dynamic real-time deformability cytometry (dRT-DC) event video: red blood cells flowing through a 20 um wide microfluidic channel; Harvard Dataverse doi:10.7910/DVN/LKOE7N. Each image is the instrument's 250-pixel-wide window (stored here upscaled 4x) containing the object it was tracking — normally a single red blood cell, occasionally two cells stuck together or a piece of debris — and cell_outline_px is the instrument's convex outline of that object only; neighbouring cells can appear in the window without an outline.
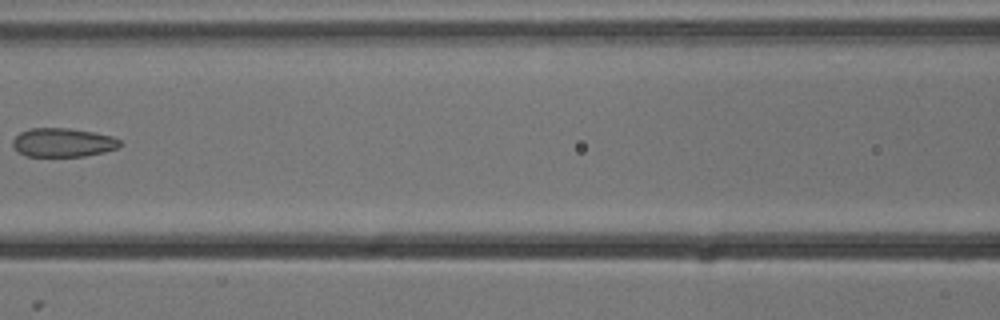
{"species": "common noctule bat (a hibernating species)", "species_latin": "Nyctalus noctula", "temperature_condition": "cold", "stored_images_in_passage": 7, "camera_frame_rate_fps": 3000, "um_per_image_px": 0.085, "animal": {"sex": "male", "body_mass_g": 13.3}, "frame": {"image": 1, "passage_image": 7, "time_ms": 2.0, "image_size_px": [1000, 320], "cell_outline_px": [[124, 144], [116, 148], [104, 152], [84, 156], [28, 156], [16, 152], [12, 144], [12, 140], [20, 132], [32, 128], [68, 128], [92, 132], [112, 136], [120, 140]], "centroid_in_image_um": [5.34, 12.12], "position_along_channel_um": 161.3, "area_um2": 18.03}}